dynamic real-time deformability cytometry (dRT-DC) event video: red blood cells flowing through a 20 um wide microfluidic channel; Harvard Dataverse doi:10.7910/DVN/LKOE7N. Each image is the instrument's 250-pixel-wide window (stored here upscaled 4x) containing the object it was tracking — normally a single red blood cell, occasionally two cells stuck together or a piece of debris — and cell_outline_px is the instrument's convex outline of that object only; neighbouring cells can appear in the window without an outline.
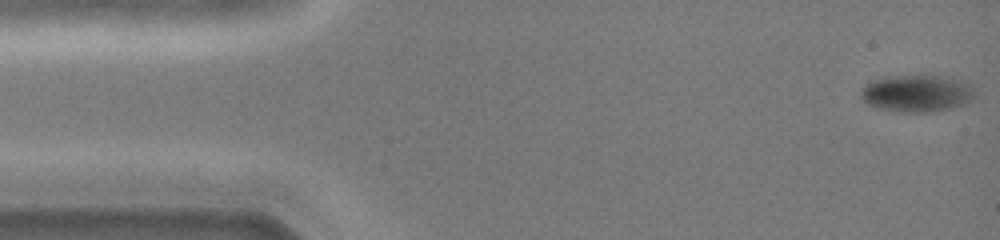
{"species": "common noctule bat (a hibernating species)", "species_latin": "Nyctalus noctula", "temperature_condition": "cold", "stored_images_in_passage": 45, "camera_frame_rate_fps": 3000, "um_per_image_px": 0.085, "animal": {"sex": "female", "body_mass_g": 19.0, "forearm_length_mm": 51.5}, "frame": {"image": 1, "passage_image": 1, "time_ms": 0.0, "image_size_px": [1000, 240], "cell_outline_px": [[976, 100], [956, 108], [928, 112], [896, 112], [876, 108], [868, 104], [860, 96], [860, 92], [864, 84], [872, 80], [888, 76], [940, 76], [968, 80], [976, 96]], "centroid_in_image_um": [77.99, 7.95], "position_along_channel_um": 7.0, "area_um2": 25.26}}
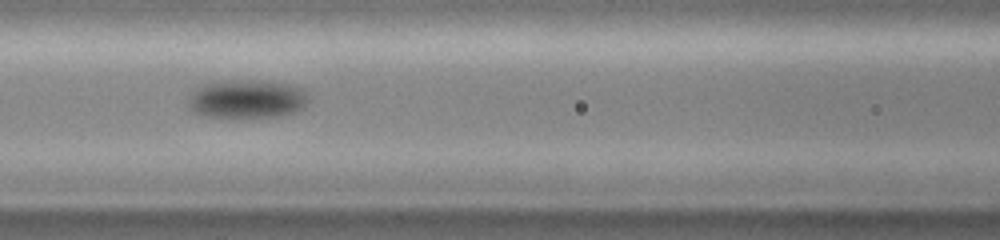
{"frame": {"image": 2, "passage_image": 19, "time_ms": 6.0, "image_size_px": [1000, 240], "cell_outline_px": [[308, 104], [304, 108], [296, 112], [284, 116], [204, 116], [192, 112], [188, 108], [188, 100], [192, 88], [196, 84], [212, 80], [268, 80], [292, 84], [304, 88], [308, 92]], "centroid_in_image_um": [20.97, 8.36], "position_along_channel_um": 145.6, "area_um2": 28.09}}
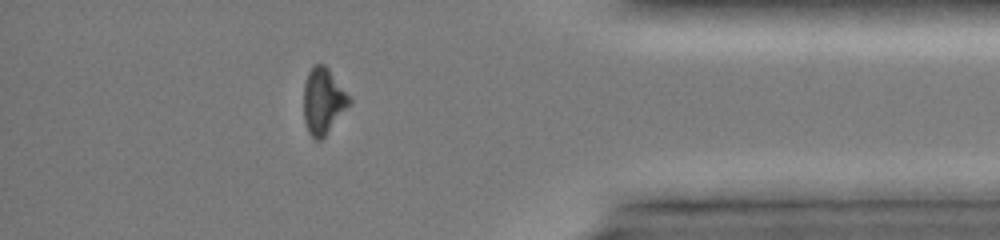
{"frame": {"image": 3, "passage_image": 39, "time_ms": 12.667, "image_size_px": [1000, 240], "cell_outline_px": [[352, 104], [324, 136], [320, 140], [316, 140], [308, 132], [304, 120], [304, 84], [308, 72], [316, 64], [324, 64], [328, 68], [352, 100]], "centroid_in_image_um": [27.48, 8.6], "position_along_channel_um": 407.7, "area_um2": 17.46}, "authors_computed_cell_mechanics": {"area_um2": 24.9118, "velocity_mm_per_s": 4.1983, "shape_relaxation_time_tau1_ms": 0.864, "shape_relaxation_time_tau2_ms": null, "deformation_change_tau1": 0.0422, "deformation_change_tau2": null}}